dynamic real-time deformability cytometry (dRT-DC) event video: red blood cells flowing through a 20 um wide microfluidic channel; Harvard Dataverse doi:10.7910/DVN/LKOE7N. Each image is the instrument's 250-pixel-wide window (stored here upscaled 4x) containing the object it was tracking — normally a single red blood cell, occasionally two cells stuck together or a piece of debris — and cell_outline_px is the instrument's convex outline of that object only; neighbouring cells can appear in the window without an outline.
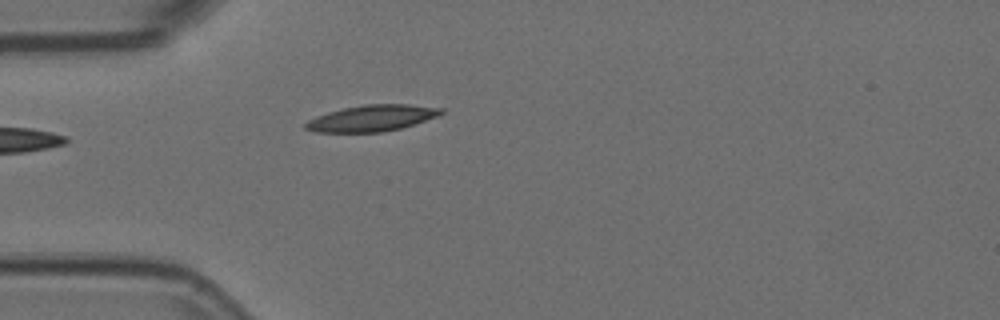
{"species": "Egyptian fruit bat (a non-hibernating species)", "species_latin": "Rousettus aegyptiacus", "temperature_condition": "room temperature", "stored_images_in_passage": 4, "camera_frame_rate_fps": 3000, "um_per_image_px": 0.085, "animal": {"sex": "female"}, "frame": {"image": 1, "passage_image": 4, "time_ms": 1.0, "image_size_px": [1000, 320], "cell_outline_px": [[444, 112], [440, 116], [400, 128], [380, 132], [316, 132], [304, 128], [304, 124], [308, 120], [316, 116], [328, 112], [344, 108], [364, 104], [408, 104], [444, 108]], "centroid_in_image_um": [31.63, 10.03], "position_along_channel_um": 53.4, "area_um2": 20.75}}